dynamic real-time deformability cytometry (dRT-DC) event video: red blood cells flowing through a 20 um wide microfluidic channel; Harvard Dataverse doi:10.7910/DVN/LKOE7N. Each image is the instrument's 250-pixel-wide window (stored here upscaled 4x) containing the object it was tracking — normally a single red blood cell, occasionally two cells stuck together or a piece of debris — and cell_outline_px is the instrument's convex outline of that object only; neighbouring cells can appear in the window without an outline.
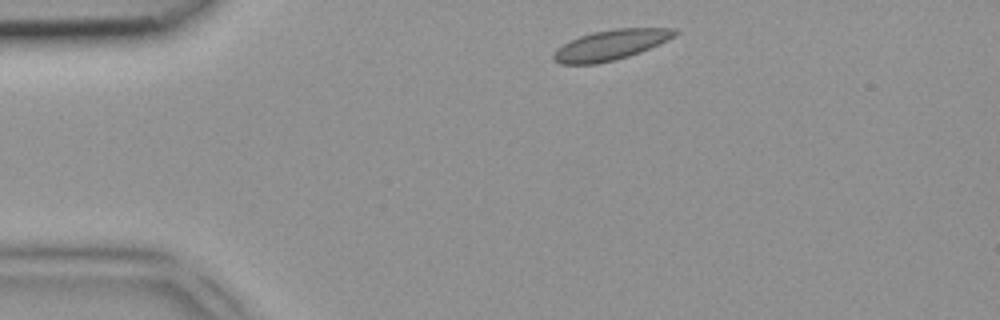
{"species": "common noctule bat (a hibernating species)", "species_latin": "Nyctalus noctula", "temperature_condition": "room temperature", "stored_images_in_passage": 2, "camera_frame_rate_fps": 3000, "um_per_image_px": 0.085, "animal": {"sex": "female", "body_mass_g": 18.4}, "frame": {"image": 1, "passage_image": 1, "time_ms": 0.0, "image_size_px": [1000, 320], "cell_outline_px": [[680, 32], [640, 52], [628, 56], [596, 64], [560, 64], [552, 60], [552, 52], [556, 48], [580, 36], [592, 32], [616, 28], [676, 28]], "centroid_in_image_um": [51.83, 3.82], "position_along_channel_um": 33.2, "area_um2": 21.04}}